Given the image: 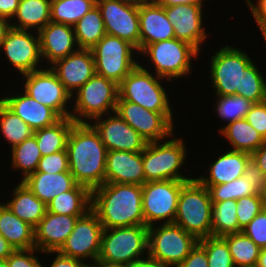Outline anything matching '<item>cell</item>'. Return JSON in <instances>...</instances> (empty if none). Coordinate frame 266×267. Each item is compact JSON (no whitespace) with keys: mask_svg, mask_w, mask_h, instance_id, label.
<instances>
[{"mask_svg":"<svg viewBox=\"0 0 266 267\" xmlns=\"http://www.w3.org/2000/svg\"><path fill=\"white\" fill-rule=\"evenodd\" d=\"M69 172L90 191L105 183L107 148L90 123H74L67 147Z\"/></svg>","mask_w":266,"mask_h":267,"instance_id":"obj_1","label":"cell"},{"mask_svg":"<svg viewBox=\"0 0 266 267\" xmlns=\"http://www.w3.org/2000/svg\"><path fill=\"white\" fill-rule=\"evenodd\" d=\"M91 210L103 229L145 225L142 185L104 183L91 191Z\"/></svg>","mask_w":266,"mask_h":267,"instance_id":"obj_2","label":"cell"},{"mask_svg":"<svg viewBox=\"0 0 266 267\" xmlns=\"http://www.w3.org/2000/svg\"><path fill=\"white\" fill-rule=\"evenodd\" d=\"M200 55L201 53L190 43L177 38L146 45L138 53L139 65L142 68L150 72L153 71L158 77L171 82L184 78L187 80L192 72L194 73L193 67L196 64L193 65V62L199 60L200 57L198 56ZM143 62L148 64L145 65Z\"/></svg>","mask_w":266,"mask_h":267,"instance_id":"obj_3","label":"cell"},{"mask_svg":"<svg viewBox=\"0 0 266 267\" xmlns=\"http://www.w3.org/2000/svg\"><path fill=\"white\" fill-rule=\"evenodd\" d=\"M172 83L174 82L158 77L138 64L118 85L117 101H129L149 111L162 113L173 125H176L174 122L176 113L172 109L174 103L170 101L173 95L166 89L169 84L172 86Z\"/></svg>","mask_w":266,"mask_h":267,"instance_id":"obj_4","label":"cell"},{"mask_svg":"<svg viewBox=\"0 0 266 267\" xmlns=\"http://www.w3.org/2000/svg\"><path fill=\"white\" fill-rule=\"evenodd\" d=\"M176 133L175 131L166 140L148 142L145 146L142 151L145 183L164 180L190 181L194 178L192 174H185L187 170L184 165H189L186 162L191 153L187 150V141L179 138Z\"/></svg>","mask_w":266,"mask_h":267,"instance_id":"obj_5","label":"cell"},{"mask_svg":"<svg viewBox=\"0 0 266 267\" xmlns=\"http://www.w3.org/2000/svg\"><path fill=\"white\" fill-rule=\"evenodd\" d=\"M212 204L208 188L194 177L181 188L173 223L197 240L212 236Z\"/></svg>","mask_w":266,"mask_h":267,"instance_id":"obj_6","label":"cell"},{"mask_svg":"<svg viewBox=\"0 0 266 267\" xmlns=\"http://www.w3.org/2000/svg\"><path fill=\"white\" fill-rule=\"evenodd\" d=\"M220 49L211 52L208 60V77L212 83V91L216 96L239 95L242 96L243 74L247 67L254 61L244 50L235 45L224 44Z\"/></svg>","mask_w":266,"mask_h":267,"instance_id":"obj_7","label":"cell"},{"mask_svg":"<svg viewBox=\"0 0 266 267\" xmlns=\"http://www.w3.org/2000/svg\"><path fill=\"white\" fill-rule=\"evenodd\" d=\"M118 97V85L95 74L72 95L70 118L75 123H90L97 117L114 113Z\"/></svg>","mask_w":266,"mask_h":267,"instance_id":"obj_8","label":"cell"},{"mask_svg":"<svg viewBox=\"0 0 266 267\" xmlns=\"http://www.w3.org/2000/svg\"><path fill=\"white\" fill-rule=\"evenodd\" d=\"M146 256H148L147 226L103 229L101 250L97 261L126 266Z\"/></svg>","mask_w":266,"mask_h":267,"instance_id":"obj_9","label":"cell"},{"mask_svg":"<svg viewBox=\"0 0 266 267\" xmlns=\"http://www.w3.org/2000/svg\"><path fill=\"white\" fill-rule=\"evenodd\" d=\"M91 50L96 74L117 85L139 64L137 49L119 37L106 34Z\"/></svg>","mask_w":266,"mask_h":267,"instance_id":"obj_10","label":"cell"},{"mask_svg":"<svg viewBox=\"0 0 266 267\" xmlns=\"http://www.w3.org/2000/svg\"><path fill=\"white\" fill-rule=\"evenodd\" d=\"M198 243V240L174 223L148 227V256L167 267H177Z\"/></svg>","mask_w":266,"mask_h":267,"instance_id":"obj_11","label":"cell"},{"mask_svg":"<svg viewBox=\"0 0 266 267\" xmlns=\"http://www.w3.org/2000/svg\"><path fill=\"white\" fill-rule=\"evenodd\" d=\"M21 77L18 78L21 80V89L27 95L53 109L61 118L70 117L72 96L50 67L23 74Z\"/></svg>","mask_w":266,"mask_h":267,"instance_id":"obj_12","label":"cell"},{"mask_svg":"<svg viewBox=\"0 0 266 267\" xmlns=\"http://www.w3.org/2000/svg\"><path fill=\"white\" fill-rule=\"evenodd\" d=\"M188 181H149L142 185L145 226L173 223L182 186Z\"/></svg>","mask_w":266,"mask_h":267,"instance_id":"obj_13","label":"cell"},{"mask_svg":"<svg viewBox=\"0 0 266 267\" xmlns=\"http://www.w3.org/2000/svg\"><path fill=\"white\" fill-rule=\"evenodd\" d=\"M0 53L7 65L21 76L45 68L40 52V38L36 31L10 28L2 42Z\"/></svg>","mask_w":266,"mask_h":267,"instance_id":"obj_14","label":"cell"},{"mask_svg":"<svg viewBox=\"0 0 266 267\" xmlns=\"http://www.w3.org/2000/svg\"><path fill=\"white\" fill-rule=\"evenodd\" d=\"M107 35L132 44L139 53V0H96Z\"/></svg>","mask_w":266,"mask_h":267,"instance_id":"obj_15","label":"cell"},{"mask_svg":"<svg viewBox=\"0 0 266 267\" xmlns=\"http://www.w3.org/2000/svg\"><path fill=\"white\" fill-rule=\"evenodd\" d=\"M102 232L103 226L97 215L89 210L78 218L73 231L58 252L92 265L100 255Z\"/></svg>","mask_w":266,"mask_h":267,"instance_id":"obj_16","label":"cell"},{"mask_svg":"<svg viewBox=\"0 0 266 267\" xmlns=\"http://www.w3.org/2000/svg\"><path fill=\"white\" fill-rule=\"evenodd\" d=\"M115 113L147 142L166 140L175 132V126L162 113L129 101H117Z\"/></svg>","mask_w":266,"mask_h":267,"instance_id":"obj_17","label":"cell"},{"mask_svg":"<svg viewBox=\"0 0 266 267\" xmlns=\"http://www.w3.org/2000/svg\"><path fill=\"white\" fill-rule=\"evenodd\" d=\"M206 4H179L164 7L168 20L173 24L175 38L190 43L199 52L202 45L209 42V32L206 31L205 12Z\"/></svg>","mask_w":266,"mask_h":267,"instance_id":"obj_18","label":"cell"},{"mask_svg":"<svg viewBox=\"0 0 266 267\" xmlns=\"http://www.w3.org/2000/svg\"><path fill=\"white\" fill-rule=\"evenodd\" d=\"M90 124L108 151L142 152L148 143L115 112L97 117Z\"/></svg>","mask_w":266,"mask_h":267,"instance_id":"obj_19","label":"cell"},{"mask_svg":"<svg viewBox=\"0 0 266 267\" xmlns=\"http://www.w3.org/2000/svg\"><path fill=\"white\" fill-rule=\"evenodd\" d=\"M49 67L71 96L96 74L94 56L89 49H78Z\"/></svg>","mask_w":266,"mask_h":267,"instance_id":"obj_20","label":"cell"},{"mask_svg":"<svg viewBox=\"0 0 266 267\" xmlns=\"http://www.w3.org/2000/svg\"><path fill=\"white\" fill-rule=\"evenodd\" d=\"M139 52L152 43L175 38L173 24L156 1L139 0Z\"/></svg>","mask_w":266,"mask_h":267,"instance_id":"obj_21","label":"cell"},{"mask_svg":"<svg viewBox=\"0 0 266 267\" xmlns=\"http://www.w3.org/2000/svg\"><path fill=\"white\" fill-rule=\"evenodd\" d=\"M38 34L45 67L79 49L73 26L50 21Z\"/></svg>","mask_w":266,"mask_h":267,"instance_id":"obj_22","label":"cell"},{"mask_svg":"<svg viewBox=\"0 0 266 267\" xmlns=\"http://www.w3.org/2000/svg\"><path fill=\"white\" fill-rule=\"evenodd\" d=\"M84 215H59L46 212L34 228L35 246L42 253L58 252L74 229L79 217Z\"/></svg>","mask_w":266,"mask_h":267,"instance_id":"obj_23","label":"cell"},{"mask_svg":"<svg viewBox=\"0 0 266 267\" xmlns=\"http://www.w3.org/2000/svg\"><path fill=\"white\" fill-rule=\"evenodd\" d=\"M17 89L18 92L3 94L0 100L34 131L52 126L62 119L53 109L38 103L23 90Z\"/></svg>","mask_w":266,"mask_h":267,"instance_id":"obj_24","label":"cell"},{"mask_svg":"<svg viewBox=\"0 0 266 267\" xmlns=\"http://www.w3.org/2000/svg\"><path fill=\"white\" fill-rule=\"evenodd\" d=\"M228 148L226 151L225 149L221 150L220 155H216L214 158H217L207 165L209 167H207V171H204L205 175L200 174L197 177L196 174H193L202 185H220L243 176L251 154Z\"/></svg>","mask_w":266,"mask_h":267,"instance_id":"obj_25","label":"cell"},{"mask_svg":"<svg viewBox=\"0 0 266 267\" xmlns=\"http://www.w3.org/2000/svg\"><path fill=\"white\" fill-rule=\"evenodd\" d=\"M105 183L135 184L145 183L142 152H107Z\"/></svg>","mask_w":266,"mask_h":267,"instance_id":"obj_26","label":"cell"},{"mask_svg":"<svg viewBox=\"0 0 266 267\" xmlns=\"http://www.w3.org/2000/svg\"><path fill=\"white\" fill-rule=\"evenodd\" d=\"M23 182L33 194L46 205L62 192L73 189L77 183L70 172L45 173L34 172Z\"/></svg>","mask_w":266,"mask_h":267,"instance_id":"obj_27","label":"cell"},{"mask_svg":"<svg viewBox=\"0 0 266 267\" xmlns=\"http://www.w3.org/2000/svg\"><path fill=\"white\" fill-rule=\"evenodd\" d=\"M10 199L3 202L18 218L36 227L47 212V205L21 181L13 184Z\"/></svg>","mask_w":266,"mask_h":267,"instance_id":"obj_28","label":"cell"},{"mask_svg":"<svg viewBox=\"0 0 266 267\" xmlns=\"http://www.w3.org/2000/svg\"><path fill=\"white\" fill-rule=\"evenodd\" d=\"M0 235L15 250L36 248L34 227L18 218L1 200Z\"/></svg>","mask_w":266,"mask_h":267,"instance_id":"obj_29","label":"cell"},{"mask_svg":"<svg viewBox=\"0 0 266 267\" xmlns=\"http://www.w3.org/2000/svg\"><path fill=\"white\" fill-rule=\"evenodd\" d=\"M50 9L51 0H20L10 26L39 32L51 21Z\"/></svg>","mask_w":266,"mask_h":267,"instance_id":"obj_30","label":"cell"},{"mask_svg":"<svg viewBox=\"0 0 266 267\" xmlns=\"http://www.w3.org/2000/svg\"><path fill=\"white\" fill-rule=\"evenodd\" d=\"M219 134L227 140L230 150L252 154L264 142L263 136L243 118L224 126Z\"/></svg>","mask_w":266,"mask_h":267,"instance_id":"obj_31","label":"cell"},{"mask_svg":"<svg viewBox=\"0 0 266 267\" xmlns=\"http://www.w3.org/2000/svg\"><path fill=\"white\" fill-rule=\"evenodd\" d=\"M91 210V191L77 184L47 203V211L59 215H85Z\"/></svg>","mask_w":266,"mask_h":267,"instance_id":"obj_32","label":"cell"},{"mask_svg":"<svg viewBox=\"0 0 266 267\" xmlns=\"http://www.w3.org/2000/svg\"><path fill=\"white\" fill-rule=\"evenodd\" d=\"M75 122L70 118H62L56 124L37 129L34 136L42 156L66 150L67 141Z\"/></svg>","mask_w":266,"mask_h":267,"instance_id":"obj_33","label":"cell"},{"mask_svg":"<svg viewBox=\"0 0 266 267\" xmlns=\"http://www.w3.org/2000/svg\"><path fill=\"white\" fill-rule=\"evenodd\" d=\"M73 27L79 49L91 50L106 35L102 13L97 4Z\"/></svg>","mask_w":266,"mask_h":267,"instance_id":"obj_34","label":"cell"},{"mask_svg":"<svg viewBox=\"0 0 266 267\" xmlns=\"http://www.w3.org/2000/svg\"><path fill=\"white\" fill-rule=\"evenodd\" d=\"M10 164L12 173L18 171L21 173L19 181H23L27 176L36 172L39 160L42 155L38 148L36 138L34 135L25 139L22 143L17 144L11 148Z\"/></svg>","mask_w":266,"mask_h":267,"instance_id":"obj_35","label":"cell"},{"mask_svg":"<svg viewBox=\"0 0 266 267\" xmlns=\"http://www.w3.org/2000/svg\"><path fill=\"white\" fill-rule=\"evenodd\" d=\"M0 134L12 148L31 137L34 130L0 100Z\"/></svg>","mask_w":266,"mask_h":267,"instance_id":"obj_36","label":"cell"},{"mask_svg":"<svg viewBox=\"0 0 266 267\" xmlns=\"http://www.w3.org/2000/svg\"><path fill=\"white\" fill-rule=\"evenodd\" d=\"M212 203V236L223 237L242 232L237 220V200Z\"/></svg>","mask_w":266,"mask_h":267,"instance_id":"obj_37","label":"cell"},{"mask_svg":"<svg viewBox=\"0 0 266 267\" xmlns=\"http://www.w3.org/2000/svg\"><path fill=\"white\" fill-rule=\"evenodd\" d=\"M235 267H255L261 248L243 232L223 236Z\"/></svg>","mask_w":266,"mask_h":267,"instance_id":"obj_38","label":"cell"},{"mask_svg":"<svg viewBox=\"0 0 266 267\" xmlns=\"http://www.w3.org/2000/svg\"><path fill=\"white\" fill-rule=\"evenodd\" d=\"M95 5L96 0H51V22L74 26Z\"/></svg>","mask_w":266,"mask_h":267,"instance_id":"obj_39","label":"cell"},{"mask_svg":"<svg viewBox=\"0 0 266 267\" xmlns=\"http://www.w3.org/2000/svg\"><path fill=\"white\" fill-rule=\"evenodd\" d=\"M215 99L213 107L214 113L217 112V119H219V121L221 120V123H225V125L220 126L221 128H219L218 132L227 124L245 118L246 114L255 104L251 100L239 95L215 96Z\"/></svg>","mask_w":266,"mask_h":267,"instance_id":"obj_40","label":"cell"},{"mask_svg":"<svg viewBox=\"0 0 266 267\" xmlns=\"http://www.w3.org/2000/svg\"><path fill=\"white\" fill-rule=\"evenodd\" d=\"M254 60L244 71L242 81V97L254 103L266 101V75ZM259 68V69H258Z\"/></svg>","mask_w":266,"mask_h":267,"instance_id":"obj_41","label":"cell"},{"mask_svg":"<svg viewBox=\"0 0 266 267\" xmlns=\"http://www.w3.org/2000/svg\"><path fill=\"white\" fill-rule=\"evenodd\" d=\"M208 188L212 202H222L258 194L243 176L220 185H204Z\"/></svg>","mask_w":266,"mask_h":267,"instance_id":"obj_42","label":"cell"},{"mask_svg":"<svg viewBox=\"0 0 266 267\" xmlns=\"http://www.w3.org/2000/svg\"><path fill=\"white\" fill-rule=\"evenodd\" d=\"M198 244L206 251L208 267H235L223 237L209 236L198 240Z\"/></svg>","mask_w":266,"mask_h":267,"instance_id":"obj_43","label":"cell"},{"mask_svg":"<svg viewBox=\"0 0 266 267\" xmlns=\"http://www.w3.org/2000/svg\"><path fill=\"white\" fill-rule=\"evenodd\" d=\"M266 206V195L256 194L241 197L237 200V220L241 229L247 226Z\"/></svg>","mask_w":266,"mask_h":267,"instance_id":"obj_44","label":"cell"},{"mask_svg":"<svg viewBox=\"0 0 266 267\" xmlns=\"http://www.w3.org/2000/svg\"><path fill=\"white\" fill-rule=\"evenodd\" d=\"M36 172H45L48 174L69 172L67 150H62L42 156L39 160Z\"/></svg>","mask_w":266,"mask_h":267,"instance_id":"obj_45","label":"cell"},{"mask_svg":"<svg viewBox=\"0 0 266 267\" xmlns=\"http://www.w3.org/2000/svg\"><path fill=\"white\" fill-rule=\"evenodd\" d=\"M44 253L37 248L14 250L6 259L8 267H43L44 262L38 257Z\"/></svg>","mask_w":266,"mask_h":267,"instance_id":"obj_46","label":"cell"},{"mask_svg":"<svg viewBox=\"0 0 266 267\" xmlns=\"http://www.w3.org/2000/svg\"><path fill=\"white\" fill-rule=\"evenodd\" d=\"M242 232L257 246L266 248V206L242 229Z\"/></svg>","mask_w":266,"mask_h":267,"instance_id":"obj_47","label":"cell"},{"mask_svg":"<svg viewBox=\"0 0 266 267\" xmlns=\"http://www.w3.org/2000/svg\"><path fill=\"white\" fill-rule=\"evenodd\" d=\"M243 177L249 181L258 194L266 195V175L257 167L252 158L246 164Z\"/></svg>","mask_w":266,"mask_h":267,"instance_id":"obj_48","label":"cell"},{"mask_svg":"<svg viewBox=\"0 0 266 267\" xmlns=\"http://www.w3.org/2000/svg\"><path fill=\"white\" fill-rule=\"evenodd\" d=\"M245 119L266 140V101L255 103L246 114Z\"/></svg>","mask_w":266,"mask_h":267,"instance_id":"obj_49","label":"cell"},{"mask_svg":"<svg viewBox=\"0 0 266 267\" xmlns=\"http://www.w3.org/2000/svg\"><path fill=\"white\" fill-rule=\"evenodd\" d=\"M177 267H208L206 251L197 243Z\"/></svg>","mask_w":266,"mask_h":267,"instance_id":"obj_50","label":"cell"},{"mask_svg":"<svg viewBox=\"0 0 266 267\" xmlns=\"http://www.w3.org/2000/svg\"><path fill=\"white\" fill-rule=\"evenodd\" d=\"M245 0L258 30L266 23V0Z\"/></svg>","mask_w":266,"mask_h":267,"instance_id":"obj_51","label":"cell"},{"mask_svg":"<svg viewBox=\"0 0 266 267\" xmlns=\"http://www.w3.org/2000/svg\"><path fill=\"white\" fill-rule=\"evenodd\" d=\"M43 255H49V257L51 255L50 258H53L52 256H54L51 263H49L48 266H45L46 264H44L43 267H90V264L85 261L63 256L59 252H45Z\"/></svg>","mask_w":266,"mask_h":267,"instance_id":"obj_52","label":"cell"},{"mask_svg":"<svg viewBox=\"0 0 266 267\" xmlns=\"http://www.w3.org/2000/svg\"><path fill=\"white\" fill-rule=\"evenodd\" d=\"M20 0H0V17L9 21L14 17Z\"/></svg>","mask_w":266,"mask_h":267,"instance_id":"obj_53","label":"cell"},{"mask_svg":"<svg viewBox=\"0 0 266 267\" xmlns=\"http://www.w3.org/2000/svg\"><path fill=\"white\" fill-rule=\"evenodd\" d=\"M251 158L257 164V167L266 175V140L251 154Z\"/></svg>","mask_w":266,"mask_h":267,"instance_id":"obj_54","label":"cell"},{"mask_svg":"<svg viewBox=\"0 0 266 267\" xmlns=\"http://www.w3.org/2000/svg\"><path fill=\"white\" fill-rule=\"evenodd\" d=\"M125 267H167V266L161 263L160 261L151 258L150 256H146L142 259H138L129 263Z\"/></svg>","mask_w":266,"mask_h":267,"instance_id":"obj_55","label":"cell"},{"mask_svg":"<svg viewBox=\"0 0 266 267\" xmlns=\"http://www.w3.org/2000/svg\"><path fill=\"white\" fill-rule=\"evenodd\" d=\"M160 6L170 7L179 4H205L206 0H155Z\"/></svg>","mask_w":266,"mask_h":267,"instance_id":"obj_56","label":"cell"},{"mask_svg":"<svg viewBox=\"0 0 266 267\" xmlns=\"http://www.w3.org/2000/svg\"><path fill=\"white\" fill-rule=\"evenodd\" d=\"M15 249L0 235V261H4Z\"/></svg>","mask_w":266,"mask_h":267,"instance_id":"obj_57","label":"cell"},{"mask_svg":"<svg viewBox=\"0 0 266 267\" xmlns=\"http://www.w3.org/2000/svg\"><path fill=\"white\" fill-rule=\"evenodd\" d=\"M10 28V21L3 17H0V48L2 42L4 41L5 35Z\"/></svg>","mask_w":266,"mask_h":267,"instance_id":"obj_58","label":"cell"},{"mask_svg":"<svg viewBox=\"0 0 266 267\" xmlns=\"http://www.w3.org/2000/svg\"><path fill=\"white\" fill-rule=\"evenodd\" d=\"M255 267H266V248H261Z\"/></svg>","mask_w":266,"mask_h":267,"instance_id":"obj_59","label":"cell"},{"mask_svg":"<svg viewBox=\"0 0 266 267\" xmlns=\"http://www.w3.org/2000/svg\"><path fill=\"white\" fill-rule=\"evenodd\" d=\"M90 267H125L124 265L107 264L101 261H96Z\"/></svg>","mask_w":266,"mask_h":267,"instance_id":"obj_60","label":"cell"},{"mask_svg":"<svg viewBox=\"0 0 266 267\" xmlns=\"http://www.w3.org/2000/svg\"><path fill=\"white\" fill-rule=\"evenodd\" d=\"M262 39L264 41L263 44H266V23L259 29Z\"/></svg>","mask_w":266,"mask_h":267,"instance_id":"obj_61","label":"cell"},{"mask_svg":"<svg viewBox=\"0 0 266 267\" xmlns=\"http://www.w3.org/2000/svg\"><path fill=\"white\" fill-rule=\"evenodd\" d=\"M0 267H8V263L6 260L0 261Z\"/></svg>","mask_w":266,"mask_h":267,"instance_id":"obj_62","label":"cell"}]
</instances>
